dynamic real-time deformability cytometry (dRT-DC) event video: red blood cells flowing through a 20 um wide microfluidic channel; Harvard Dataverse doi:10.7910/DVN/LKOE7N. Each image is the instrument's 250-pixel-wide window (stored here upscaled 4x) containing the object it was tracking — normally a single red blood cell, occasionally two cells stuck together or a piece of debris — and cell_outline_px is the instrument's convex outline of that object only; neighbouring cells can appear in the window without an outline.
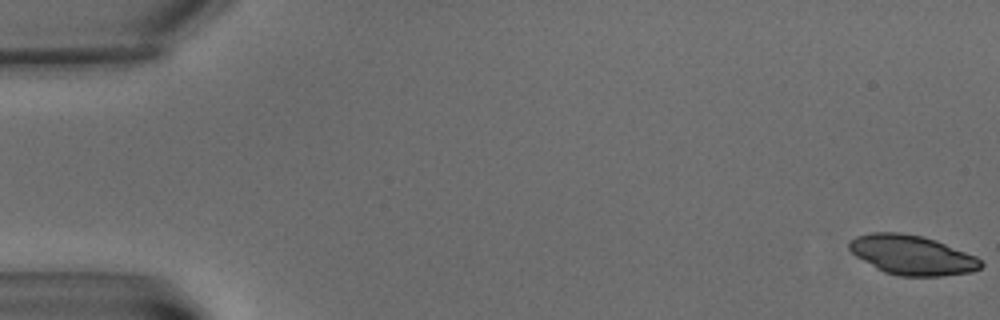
{"species": "common noctule bat (a hibernating species)", "species_latin": "Nyctalus noctula", "temperature_condition": "warm", "stored_images_in_passage": 7, "camera_frame_rate_fps": 3000, "um_per_image_px": 0.085, "animal": {"sex": "male", "body_mass_g": 15.6}, "frame": {"image": 1, "passage_image": 1, "time_ms": 0.0, "image_size_px": [1000, 320], "cell_outline_px": [[984, 264], [980, 268], [972, 272], [940, 276], [900, 276], [884, 272], [876, 268], [856, 256], [848, 248], [848, 244], [856, 236], [872, 232], [900, 232], [924, 236], [936, 240], [976, 256]], "centroid_in_image_um": [77.53, 21.67], "position_along_channel_um": 7.5, "area_um2": 30.35}}